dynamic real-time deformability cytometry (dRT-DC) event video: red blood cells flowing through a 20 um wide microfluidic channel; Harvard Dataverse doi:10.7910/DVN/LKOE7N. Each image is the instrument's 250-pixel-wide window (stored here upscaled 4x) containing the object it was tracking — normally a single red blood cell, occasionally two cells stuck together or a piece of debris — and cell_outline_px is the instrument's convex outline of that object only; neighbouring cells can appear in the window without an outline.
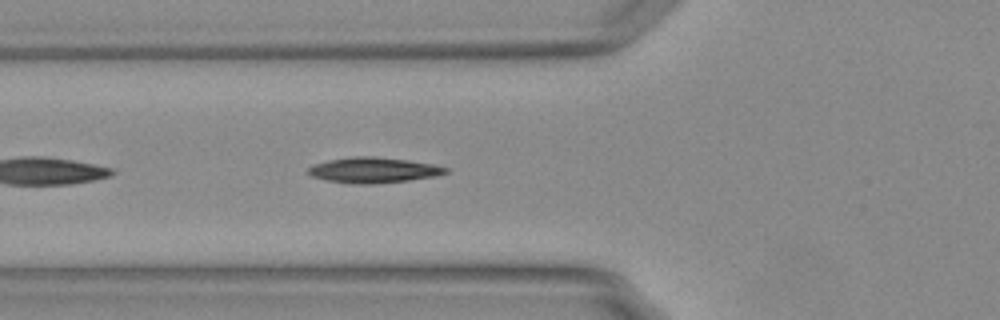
{"species": "Egyptian fruit bat (a non-hibernating species)", "species_latin": "Rousettus aegyptiacus", "temperature_condition": "warm", "stored_images_in_passage": 32, "camera_frame_rate_fps": 3000, "um_per_image_px": 0.085, "animal": {"sex": "female"}, "frame": {"image": 1, "passage_image": 5, "time_ms": 1.333, "image_size_px": [1000, 320], "cell_outline_px": [[448, 172], [436, 176], [408, 180], [372, 184], [348, 184], [328, 180], [312, 176], [308, 172], [308, 168], [316, 164], [328, 160], [352, 156], [376, 156], [408, 160], [432, 164], [448, 168]], "centroid_in_image_um": [31.75, 14.46], "position_along_channel_um": 94.1, "area_um2": 20.35}, "authors_computed_cell_mechanics": {"area_um2": 19.5075, "velocity_mm_per_s": 3.7761, "shape_relaxation_time_tau1_ms": 9.9293, "shape_relaxation_time_tau2_ms": 6.1957, "deformation_change_tau1": 0.2588, "deformation_change_tau2": 0.1404}}